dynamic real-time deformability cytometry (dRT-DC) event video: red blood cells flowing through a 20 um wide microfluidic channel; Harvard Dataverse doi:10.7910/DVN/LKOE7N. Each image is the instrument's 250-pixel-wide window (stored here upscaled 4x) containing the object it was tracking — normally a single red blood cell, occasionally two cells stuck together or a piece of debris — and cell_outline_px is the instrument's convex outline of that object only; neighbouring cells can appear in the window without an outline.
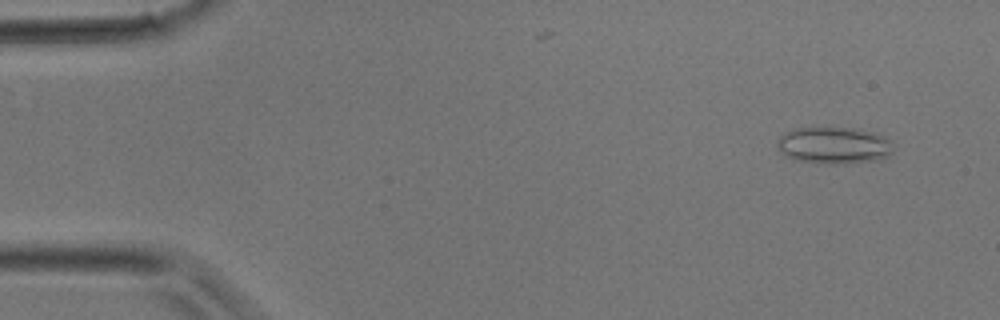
{"species": "common noctule bat (a hibernating species)", "species_latin": "Nyctalus noctula", "temperature_condition": "room temperature", "stored_images_in_passage": 36, "camera_frame_rate_fps": 3000, "um_per_image_px": 0.085, "animal": {"sex": "male", "body_mass_g": 17.9}, "frame": {"image": 1, "passage_image": 3, "time_ms": 0.667, "image_size_px": [1000, 320], "cell_outline_px": [[892, 152], [888, 156], [880, 160], [836, 164], [832, 164], [796, 160], [788, 156], [776, 144], [780, 136], [784, 132], [792, 128], [856, 128], [872, 132], [884, 136], [892, 140]], "centroid_in_image_um": [70.93, 12.35], "position_along_channel_um": 14.1, "area_um2": 24.85}}
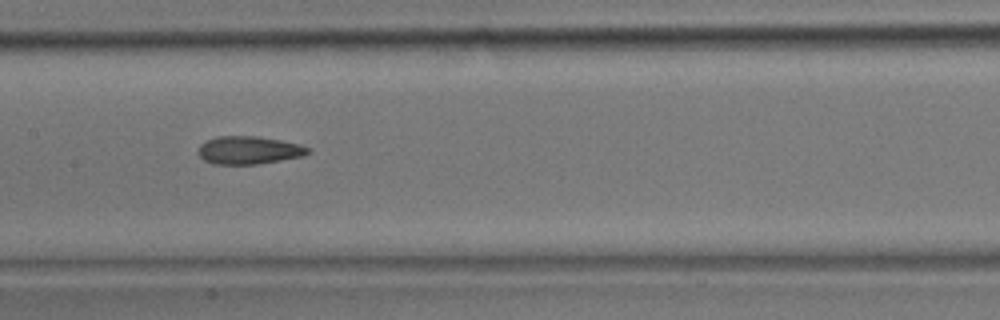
{"frame": {"image": 2, "passage_image": 18, "time_ms": 5.667, "image_size_px": [1000, 320], "cell_outline_px": [[312, 152], [304, 156], [260, 164], [212, 164], [204, 160], [200, 156], [200, 144], [216, 136], [256, 136], [280, 140], [300, 144], [312, 148]], "centroid_in_image_um": [21.22, 12.77], "position_along_channel_um": 186.2, "area_um2": 17.98}}
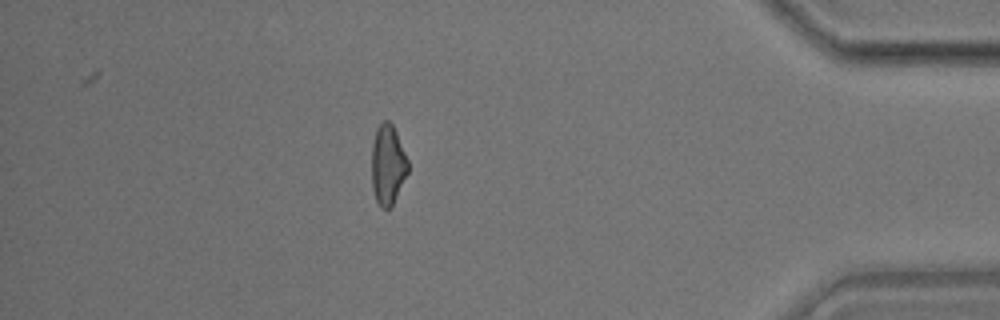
{"frame": {"image": 3, "passage_image": 32, "time_ms": 10.333, "image_size_px": [1000, 320], "cell_outline_px": [[408, 172], [392, 208], [384, 208], [376, 200], [372, 188], [372, 144], [376, 128], [384, 120], [388, 120], [392, 124], [396, 132], [408, 160]], "centroid_in_image_um": [32.96, 14.01], "position_along_channel_um": 402.2, "area_um2": 16.94}}